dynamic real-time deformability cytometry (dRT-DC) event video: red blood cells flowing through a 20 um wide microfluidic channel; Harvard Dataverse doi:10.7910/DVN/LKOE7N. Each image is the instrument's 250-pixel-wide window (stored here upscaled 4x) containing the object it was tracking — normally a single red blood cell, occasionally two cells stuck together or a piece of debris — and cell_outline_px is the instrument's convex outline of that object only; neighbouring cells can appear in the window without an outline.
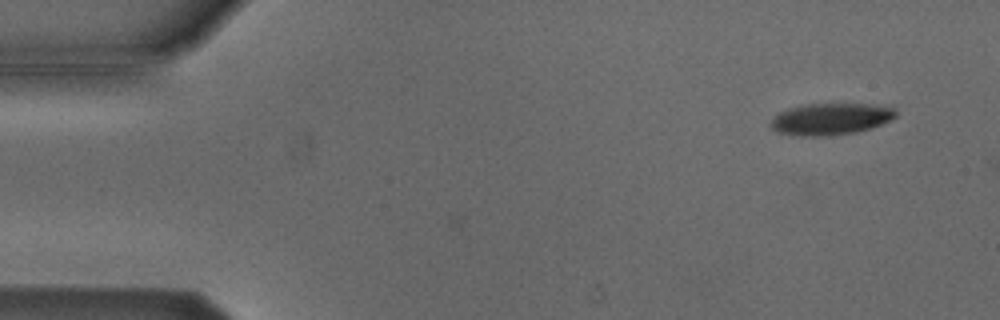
{"species": "Egyptian fruit bat (a non-hibernating species)", "species_latin": "Rousettus aegyptiacus", "temperature_condition": "cold", "stored_images_in_passage": 4, "camera_frame_rate_fps": 3000, "um_per_image_px": 0.085, "animal": {"sex": "male"}, "frame": {"image": 1, "passage_image": 4, "time_ms": 1.0, "image_size_px": [1000, 320], "cell_outline_px": [[896, 116], [872, 128], [856, 132], [832, 136], [800, 136], [776, 132], [772, 128], [772, 116], [788, 108], [804, 104], [868, 104], [892, 108], [896, 112]], "centroid_in_image_um": [70.55, 10.12], "position_along_channel_um": 14.4, "area_um2": 23.0}}